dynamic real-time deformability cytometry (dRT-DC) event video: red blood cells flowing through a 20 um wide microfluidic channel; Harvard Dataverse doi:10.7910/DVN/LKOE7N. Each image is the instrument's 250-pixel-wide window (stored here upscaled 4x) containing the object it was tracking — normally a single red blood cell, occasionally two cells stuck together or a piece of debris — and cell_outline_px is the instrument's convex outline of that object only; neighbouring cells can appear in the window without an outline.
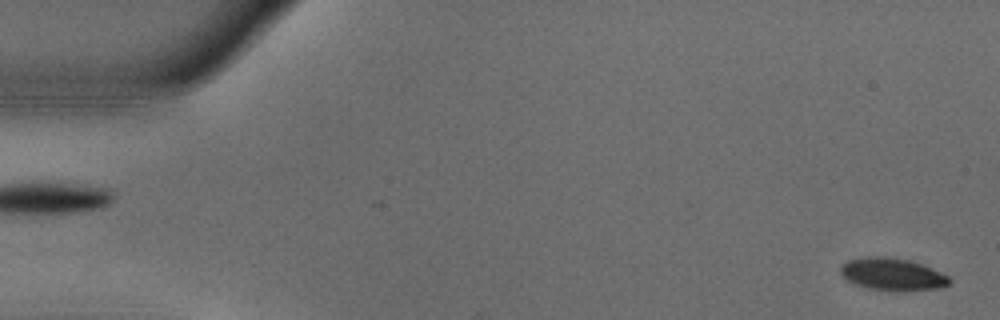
{"species": "common noctule bat (a hibernating species)", "species_latin": "Nyctalus noctula", "temperature_condition": "warm", "stored_images_in_passage": 54, "camera_frame_rate_fps": 3000, "um_per_image_px": 0.085, "animal": {"sex": "male", "body_mass_g": 18.8}, "frame": {"image": 1, "passage_image": 1, "time_ms": 0.0, "image_size_px": [1000, 320], "cell_outline_px": [[952, 280], [944, 288], [868, 288], [856, 284], [848, 280], [840, 272], [840, 264], [848, 260], [864, 256], [884, 256], [912, 260], [924, 264], [948, 276]], "centroid_in_image_um": [75.83, 23.24], "position_along_channel_um": 9.2, "area_um2": 19.88}}
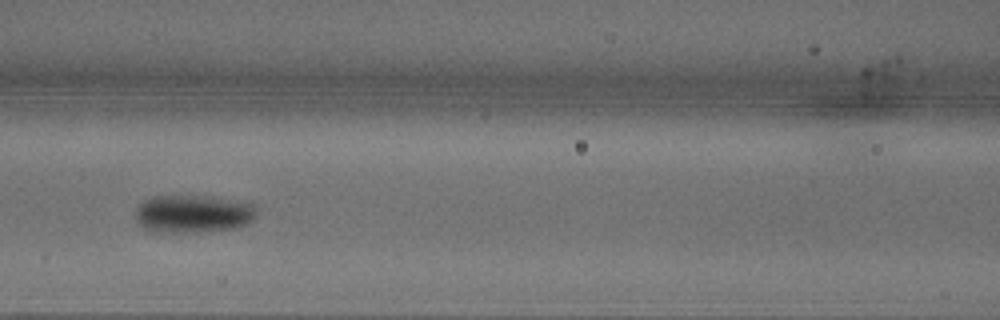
{"frame": {"image": 2, "passage_image": 23, "time_ms": 7.333, "image_size_px": [1000, 320], "cell_outline_px": [[256, 216], [248, 224], [236, 228], [208, 232], [152, 232], [144, 228], [136, 220], [136, 208], [144, 200], [152, 196], [212, 196], [252, 204], [256, 208]], "centroid_in_image_um": [16.41, 18.19], "position_along_channel_um": 150.2, "area_um2": 26.99}}
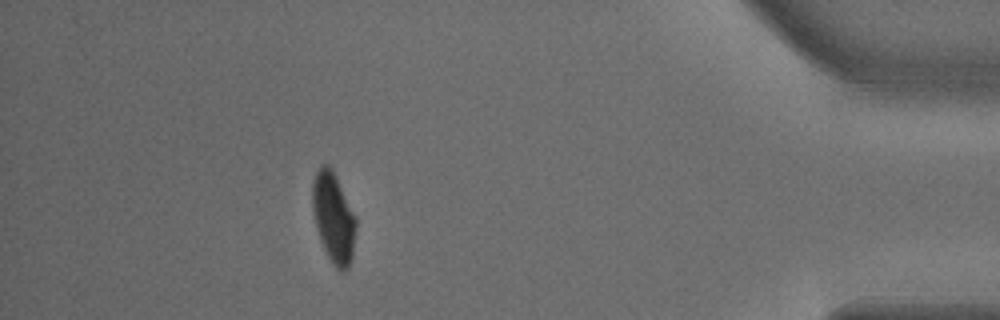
{"frame": {"image": 3, "passage_image": 48, "time_ms": 15.667, "image_size_px": [1000, 320], "cell_outline_px": [[356, 228], [352, 260], [348, 268], [344, 272], [340, 272], [332, 264], [320, 240], [312, 208], [312, 180], [320, 164], [328, 164], [332, 168], [356, 216]], "centroid_in_image_um": [28.35, 18.5], "position_along_channel_um": 406.8, "area_um2": 23.12}, "authors_computed_cell_mechanics": {"area_um2": 23.8136, "velocity_mm_per_s": 3.6949, "shape_relaxation_time_tau1_ms": 4.2705, "shape_relaxation_time_tau2_ms": null, "deformation_change_tau1": 0.1965, "deformation_change_tau2": null}}